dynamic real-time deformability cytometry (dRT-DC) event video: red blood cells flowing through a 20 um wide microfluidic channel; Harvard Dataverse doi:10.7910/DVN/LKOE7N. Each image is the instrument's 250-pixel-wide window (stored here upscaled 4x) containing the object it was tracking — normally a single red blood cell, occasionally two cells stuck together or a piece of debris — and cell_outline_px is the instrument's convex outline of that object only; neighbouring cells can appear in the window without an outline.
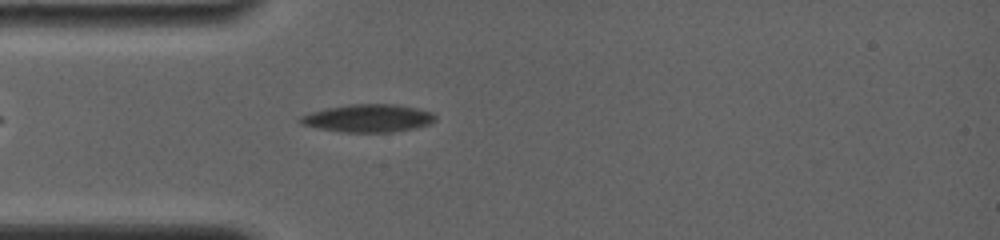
{"species": "common noctule bat (a hibernating species)", "species_latin": "Nyctalus noctula", "temperature_condition": "room temperature", "stored_images_in_passage": 2, "camera_frame_rate_fps": 4000, "um_per_image_px": 0.085, "animal": {"sex": "female", "body_mass_g": 19.0, "forearm_length_mm": 56.7}, "frame": {"image": 1, "passage_image": 2, "time_ms": 1.0, "image_size_px": [1000, 240], "cell_outline_px": [[436, 120], [428, 124], [416, 128], [392, 132], [344, 132], [320, 128], [300, 124], [296, 120], [300, 116], [324, 108], [348, 104], [396, 104], [416, 108], [432, 112], [436, 116]], "centroid_in_image_um": [31.28, 10.04], "position_along_channel_um": 53.7, "area_um2": 21.96}}